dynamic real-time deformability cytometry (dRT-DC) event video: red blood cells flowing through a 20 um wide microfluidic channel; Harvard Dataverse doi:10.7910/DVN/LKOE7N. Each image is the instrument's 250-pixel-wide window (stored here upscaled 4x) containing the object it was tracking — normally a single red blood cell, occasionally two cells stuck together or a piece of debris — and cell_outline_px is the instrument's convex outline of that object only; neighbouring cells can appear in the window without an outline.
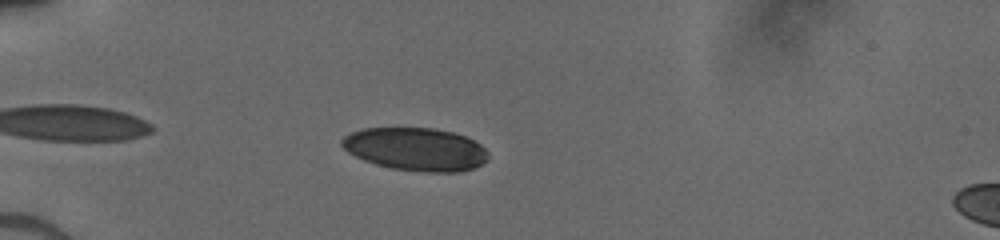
{"species": "human", "species_latin": "Homo sapiens", "temperature_condition": "cold", "stored_images_in_passage": 37, "camera_frame_rate_fps": 3000, "um_per_image_px": 0.085, "donor": {"sex": "male"}, "frame": {"image": 1, "passage_image": 5, "time_ms": 1.333, "image_size_px": [1000, 240], "cell_outline_px": [[488, 160], [472, 168], [460, 172], [424, 172], [392, 168], [376, 164], [364, 160], [348, 152], [340, 144], [340, 140], [344, 136], [352, 132], [364, 128], [432, 128], [452, 132], [464, 136], [480, 144], [488, 152]], "centroid_in_image_um": [35.33, 12.68], "position_along_channel_um": 49.7, "area_um2": 36.53}}
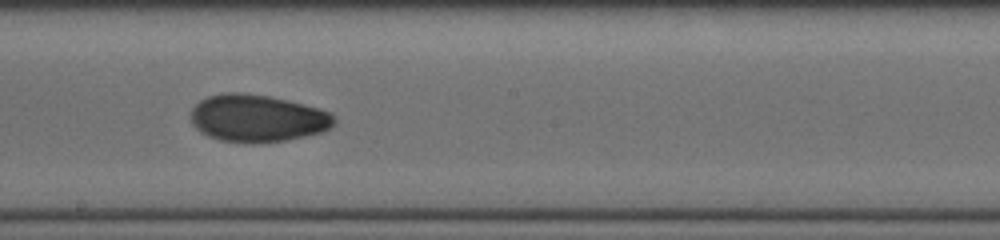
{"frame": {"image": 2, "passage_image": 20, "time_ms": 6.333, "image_size_px": [1000, 240], "cell_outline_px": [[336, 124], [320, 132], [288, 140], [252, 144], [220, 140], [208, 136], [200, 132], [192, 124], [192, 108], [200, 100], [208, 96], [224, 92], [244, 92], [268, 96], [288, 100], [320, 108], [332, 112], [336, 116]], "centroid_in_image_um": [21.9, 10.05], "position_along_channel_um": 226.3, "area_um2": 39.94}}
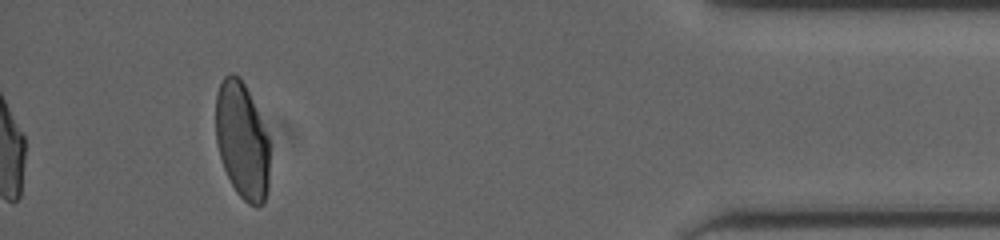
{"frame": {"image": 3, "passage_image": 37, "time_ms": 12.0, "image_size_px": [1000, 240], "cell_outline_px": [[268, 188], [264, 204], [248, 204], [236, 192], [224, 168], [216, 144], [216, 92], [224, 76], [228, 72], [232, 72], [240, 76], [248, 92], [268, 136]], "centroid_in_image_um": [20.55, 11.92], "position_along_channel_um": 414.6, "area_um2": 36.36}}